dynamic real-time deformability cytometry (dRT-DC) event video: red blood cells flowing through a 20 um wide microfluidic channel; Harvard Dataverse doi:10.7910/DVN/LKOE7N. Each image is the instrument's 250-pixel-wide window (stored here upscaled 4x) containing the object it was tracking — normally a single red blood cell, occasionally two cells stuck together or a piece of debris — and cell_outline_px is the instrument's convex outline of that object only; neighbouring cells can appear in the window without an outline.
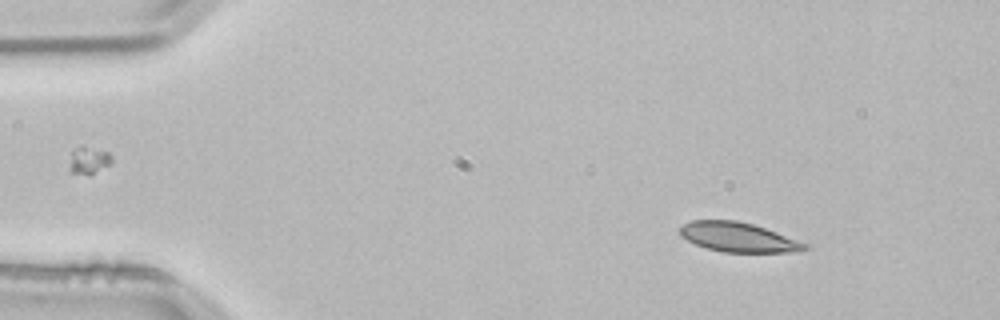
{"species": "common noctule bat (a hibernating species)", "species_latin": "Nyctalus noctula", "temperature_condition": "room temperature", "stored_images_in_passage": 4, "segment_of_instrument_passage": [2, 2], "camera_frame_rate_fps": 3000, "um_per_image_px": 0.085, "animal": {"sex": "male", "body_mass_g": 21.5, "forearm_length_mm": 52.0}, "frame": {"image": 1, "passage_image": 4, "time_ms": 1.0, "image_size_px": [1000, 320], "cell_outline_px": [[808, 248], [800, 252], [724, 252], [708, 248], [696, 244], [680, 236], [680, 224], [692, 220], [736, 220], [752, 224], [776, 232], [808, 244]], "centroid_in_image_um": [62.74, 20.16], "position_along_channel_um": 22.3, "area_um2": 21.39}}